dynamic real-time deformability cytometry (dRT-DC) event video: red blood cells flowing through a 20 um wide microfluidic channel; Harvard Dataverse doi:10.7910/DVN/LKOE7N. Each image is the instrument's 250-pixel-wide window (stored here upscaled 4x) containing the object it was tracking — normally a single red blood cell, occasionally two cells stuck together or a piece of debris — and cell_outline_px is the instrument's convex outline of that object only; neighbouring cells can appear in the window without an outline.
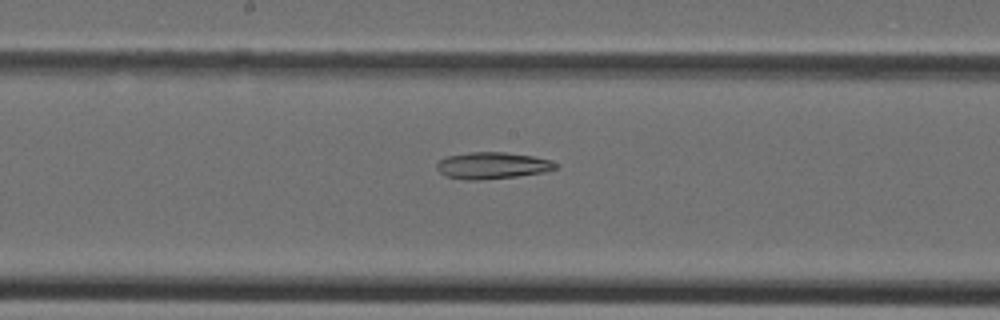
{"species": "Egyptian fruit bat (a non-hibernating species)", "species_latin": "Rousettus aegyptiacus", "temperature_condition": "cold", "stored_images_in_passage": 40, "camera_frame_rate_fps": 3000, "um_per_image_px": 0.085, "animal": {"sex": "female"}, "frame": {"image": 1, "passage_image": 21, "time_ms": 6.667, "image_size_px": [1000, 320], "cell_outline_px": [[560, 168], [544, 172], [516, 176], [480, 180], [464, 180], [444, 176], [436, 168], [436, 164], [440, 160], [448, 156], [472, 152], [504, 152], [532, 156], [548, 160], [560, 164]], "centroid_in_image_um": [41.85, 14.08], "position_along_channel_um": 206.3, "area_um2": 18.5}}
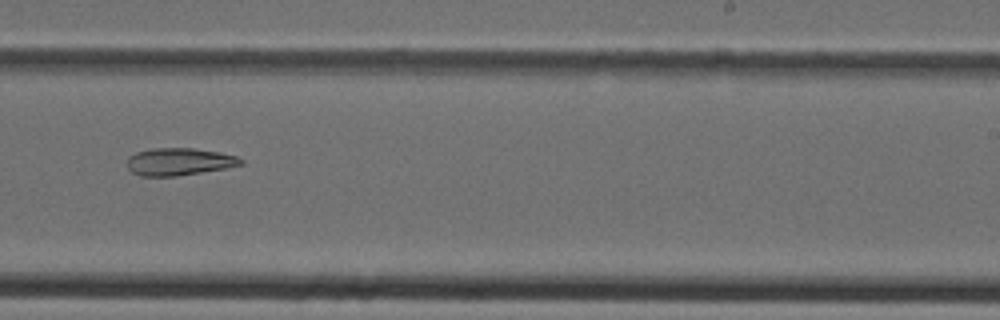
{"frame": {"image": 2, "passage_image": 25, "time_ms": 8.0, "image_size_px": [1000, 320], "cell_outline_px": [[244, 164], [228, 168], [176, 176], [140, 176], [132, 172], [128, 168], [128, 156], [136, 152], [152, 148], [192, 148], [220, 152], [236, 156], [244, 160]], "centroid_in_image_um": [15.24, 13.74], "position_along_channel_um": 273.8, "area_um2": 18.26}}
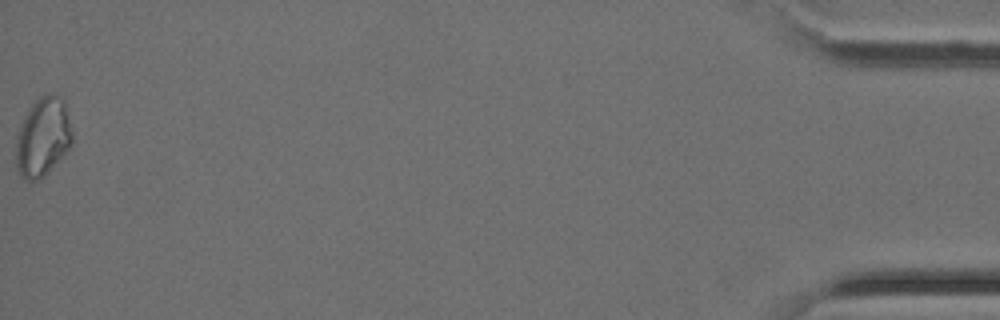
{"frame": {"image": 3, "passage_image": 40, "time_ms": 13.0, "image_size_px": [1000, 320], "cell_outline_px": [[72, 144], [44, 176], [36, 180], [24, 180], [20, 176], [16, 164], [16, 136], [28, 108], [40, 96], [48, 92], [52, 92], [64, 100], [72, 132]], "centroid_in_image_um": [3.63, 11.62], "position_along_channel_um": 431.6, "area_um2": 25.78}}